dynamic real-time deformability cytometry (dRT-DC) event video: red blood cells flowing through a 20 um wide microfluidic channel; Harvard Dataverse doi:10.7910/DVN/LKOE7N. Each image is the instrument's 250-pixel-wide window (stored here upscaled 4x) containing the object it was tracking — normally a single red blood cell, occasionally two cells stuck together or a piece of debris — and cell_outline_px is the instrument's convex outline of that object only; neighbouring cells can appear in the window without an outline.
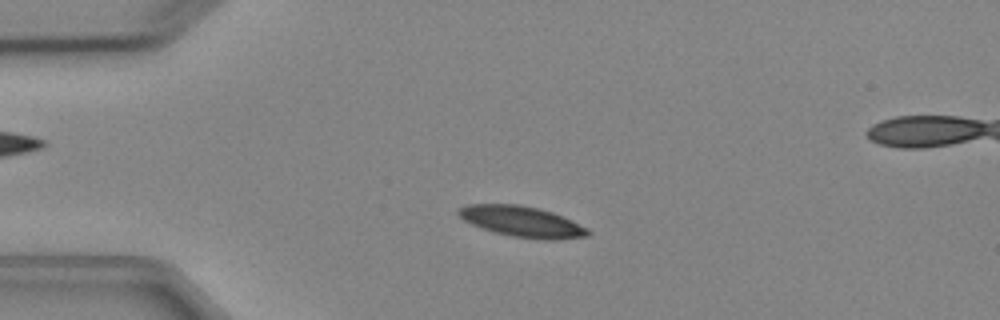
{"species": "Egyptian fruit bat (a non-hibernating species)", "species_latin": "Rousettus aegyptiacus", "temperature_condition": "cold", "stored_images_in_passage": 5, "segment_of_instrument_passage": [1, 2], "camera_frame_rate_fps": 3000, "um_per_image_px": 0.085, "animal": {"sex": "female"}, "frame": {"image": 1, "passage_image": 3, "time_ms": 2.667, "image_size_px": [1000, 320], "cell_outline_px": [[592, 232], [588, 236], [556, 240], [544, 240], [512, 236], [496, 232], [472, 224], [464, 220], [456, 212], [460, 208], [468, 204], [520, 204], [552, 212], [588, 228]], "centroid_in_image_um": [44.4, 18.84], "position_along_channel_um": 40.6, "area_um2": 22.95}}